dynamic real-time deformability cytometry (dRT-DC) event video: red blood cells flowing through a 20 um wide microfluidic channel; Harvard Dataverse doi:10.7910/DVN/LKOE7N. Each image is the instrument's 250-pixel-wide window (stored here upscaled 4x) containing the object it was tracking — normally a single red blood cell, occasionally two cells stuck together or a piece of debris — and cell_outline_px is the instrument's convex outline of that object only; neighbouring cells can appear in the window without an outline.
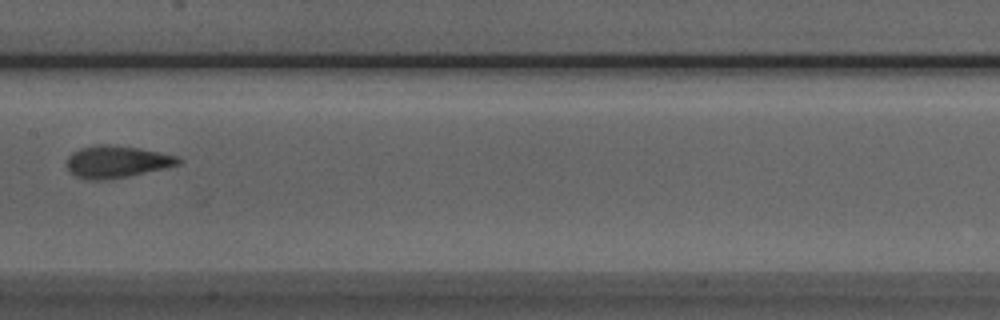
{"species": "Egyptian fruit bat (a non-hibernating species)", "species_latin": "Rousettus aegyptiacus", "temperature_condition": "room temperature", "stored_images_in_passage": 8, "camera_frame_rate_fps": 3000, "um_per_image_px": 0.085, "animal": {"sex": "male"}, "frame": {"image": 1, "passage_image": 7, "time_ms": 7.667, "image_size_px": [1000, 320], "cell_outline_px": [[184, 160], [180, 164], [164, 168], [128, 176], [100, 180], [88, 180], [76, 176], [68, 168], [68, 156], [72, 152], [80, 148], [96, 144], [112, 144], [140, 148], [180, 156]], "centroid_in_image_um": [9.96, 13.72], "position_along_channel_um": 197.4, "area_um2": 20.92}}
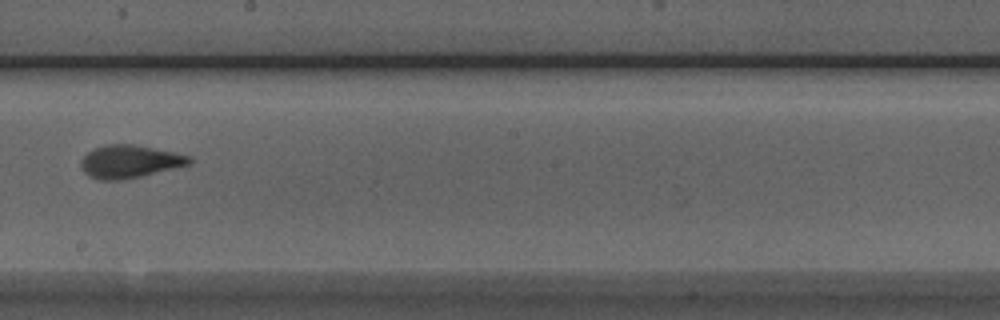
{"frame": {"image": 2, "passage_image": 8, "time_ms": 8.667, "image_size_px": [1000, 320], "cell_outline_px": [[192, 164], [176, 168], [140, 176], [120, 180], [100, 180], [88, 176], [84, 172], [80, 164], [80, 160], [88, 152], [104, 144], [132, 144], [176, 152], [192, 156]], "centroid_in_image_um": [11.04, 13.73], "position_along_channel_um": 237.2, "area_um2": 20.87}}